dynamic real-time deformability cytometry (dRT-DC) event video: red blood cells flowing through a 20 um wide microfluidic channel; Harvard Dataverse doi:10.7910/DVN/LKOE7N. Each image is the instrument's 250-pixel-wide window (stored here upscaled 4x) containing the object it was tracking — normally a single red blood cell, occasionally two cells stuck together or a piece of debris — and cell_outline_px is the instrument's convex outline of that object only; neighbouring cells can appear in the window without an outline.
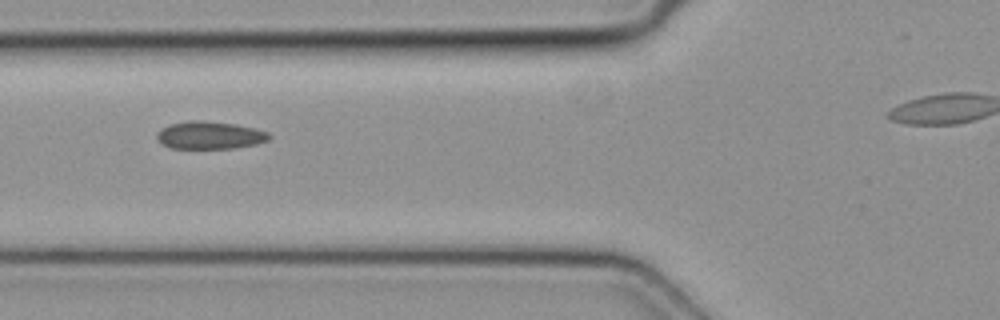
{"species": "common noctule bat (a hibernating species)", "species_latin": "Nyctalus noctula", "temperature_condition": "cold", "stored_images_in_passage": 2, "camera_frame_rate_fps": 3000, "um_per_image_px": 0.085, "animal": {"sex": "female", "body_mass_g": 19.3, "forearm_length_mm": 54.1}, "frame": {"image": 1, "passage_image": 2, "time_ms": 0.333, "image_size_px": [1000, 320], "cell_outline_px": [[272, 136], [268, 140], [256, 144], [232, 148], [172, 148], [164, 144], [156, 136], [156, 132], [172, 124], [188, 120], [200, 120], [236, 124], [268, 132]], "centroid_in_image_um": [17.86, 11.49], "position_along_channel_um": 107.9, "area_um2": 17.8}}